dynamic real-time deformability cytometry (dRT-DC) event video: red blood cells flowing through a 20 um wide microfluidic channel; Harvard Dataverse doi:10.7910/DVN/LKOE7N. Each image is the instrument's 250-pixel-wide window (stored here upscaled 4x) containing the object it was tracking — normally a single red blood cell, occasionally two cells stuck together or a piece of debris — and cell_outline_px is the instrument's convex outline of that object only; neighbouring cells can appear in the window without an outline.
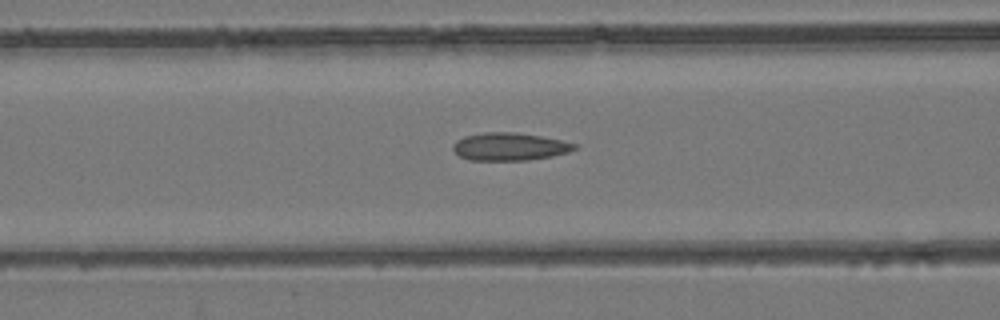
{"species": "common noctule bat (a hibernating species)", "species_latin": "Nyctalus noctula", "temperature_condition": "room temperature", "stored_images_in_passage": 38, "camera_frame_rate_fps": 3000, "um_per_image_px": 0.085, "animal": {"sex": "female", "body_mass_g": 24.6, "forearm_length_mm": 56.2}, "frame": {"image": 1, "passage_image": 12, "time_ms": 3.667, "image_size_px": [1000, 320], "cell_outline_px": [[580, 148], [568, 152], [552, 156], [528, 160], [468, 160], [460, 156], [452, 148], [452, 144], [456, 140], [464, 136], [484, 132], [516, 132], [540, 136], [560, 140], [576, 144]], "centroid_in_image_um": [43.31, 12.46], "position_along_channel_um": 123.3, "area_um2": 19.71}}
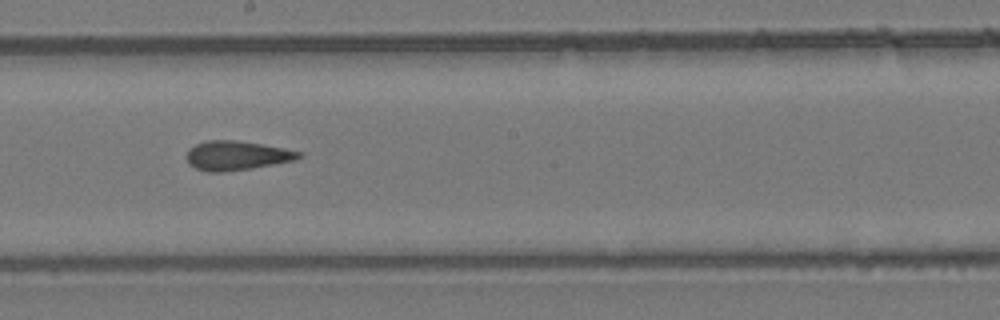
{"frame": {"image": 2, "passage_image": 20, "time_ms": 6.333, "image_size_px": [1000, 320], "cell_outline_px": [[304, 156], [296, 160], [252, 168], [220, 172], [208, 172], [196, 168], [188, 164], [188, 152], [196, 144], [208, 140], [232, 140], [260, 144], [284, 148], [304, 152]], "centroid_in_image_um": [20.18, 13.23], "position_along_channel_um": 228.0, "area_um2": 18.96}}
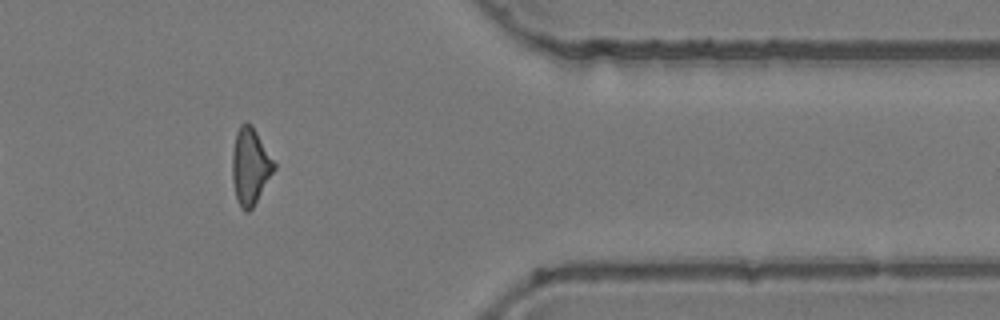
{"frame": {"image": 3, "passage_image": 34, "time_ms": 11.0, "image_size_px": [1000, 320], "cell_outline_px": [[276, 168], [252, 208], [248, 212], [244, 212], [236, 200], [232, 180], [232, 152], [236, 132], [240, 124], [244, 120], [252, 124], [276, 164]], "centroid_in_image_um": [21.25, 14.11], "position_along_channel_um": 390.1, "area_um2": 18.84}}